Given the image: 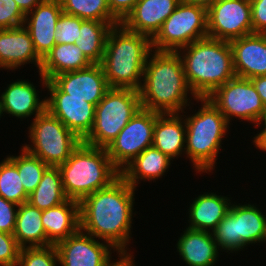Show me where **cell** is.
Wrapping results in <instances>:
<instances>
[{
	"mask_svg": "<svg viewBox=\"0 0 266 266\" xmlns=\"http://www.w3.org/2000/svg\"><path fill=\"white\" fill-rule=\"evenodd\" d=\"M20 249L13 234L0 231V266H16Z\"/></svg>",
	"mask_w": 266,
	"mask_h": 266,
	"instance_id": "cell-38",
	"label": "cell"
},
{
	"mask_svg": "<svg viewBox=\"0 0 266 266\" xmlns=\"http://www.w3.org/2000/svg\"><path fill=\"white\" fill-rule=\"evenodd\" d=\"M208 37L231 41L253 34L250 0H218L207 9Z\"/></svg>",
	"mask_w": 266,
	"mask_h": 266,
	"instance_id": "cell-13",
	"label": "cell"
},
{
	"mask_svg": "<svg viewBox=\"0 0 266 266\" xmlns=\"http://www.w3.org/2000/svg\"><path fill=\"white\" fill-rule=\"evenodd\" d=\"M36 88L27 81H16L9 84L0 97L1 112H6L18 118H26L34 112L35 116L46 109V100L41 101Z\"/></svg>",
	"mask_w": 266,
	"mask_h": 266,
	"instance_id": "cell-22",
	"label": "cell"
},
{
	"mask_svg": "<svg viewBox=\"0 0 266 266\" xmlns=\"http://www.w3.org/2000/svg\"><path fill=\"white\" fill-rule=\"evenodd\" d=\"M262 122H264L263 123L264 124V127H263L264 130H261V132L257 135H266V108H265L260 120L258 121L257 125L260 126V124H262Z\"/></svg>",
	"mask_w": 266,
	"mask_h": 266,
	"instance_id": "cell-47",
	"label": "cell"
},
{
	"mask_svg": "<svg viewBox=\"0 0 266 266\" xmlns=\"http://www.w3.org/2000/svg\"><path fill=\"white\" fill-rule=\"evenodd\" d=\"M253 33L266 34V0H250Z\"/></svg>",
	"mask_w": 266,
	"mask_h": 266,
	"instance_id": "cell-40",
	"label": "cell"
},
{
	"mask_svg": "<svg viewBox=\"0 0 266 266\" xmlns=\"http://www.w3.org/2000/svg\"><path fill=\"white\" fill-rule=\"evenodd\" d=\"M205 37H208L207 9L181 0L151 41L155 51L177 52Z\"/></svg>",
	"mask_w": 266,
	"mask_h": 266,
	"instance_id": "cell-9",
	"label": "cell"
},
{
	"mask_svg": "<svg viewBox=\"0 0 266 266\" xmlns=\"http://www.w3.org/2000/svg\"><path fill=\"white\" fill-rule=\"evenodd\" d=\"M41 220L48 245H56L80 230L79 201L67 199L58 206L42 210Z\"/></svg>",
	"mask_w": 266,
	"mask_h": 266,
	"instance_id": "cell-20",
	"label": "cell"
},
{
	"mask_svg": "<svg viewBox=\"0 0 266 266\" xmlns=\"http://www.w3.org/2000/svg\"><path fill=\"white\" fill-rule=\"evenodd\" d=\"M229 201V202H228ZM230 200L214 193L195 198L190 206L189 229L213 231L230 210Z\"/></svg>",
	"mask_w": 266,
	"mask_h": 266,
	"instance_id": "cell-24",
	"label": "cell"
},
{
	"mask_svg": "<svg viewBox=\"0 0 266 266\" xmlns=\"http://www.w3.org/2000/svg\"><path fill=\"white\" fill-rule=\"evenodd\" d=\"M19 205L7 201L0 196V231L13 234L16 226L17 209Z\"/></svg>",
	"mask_w": 266,
	"mask_h": 266,
	"instance_id": "cell-39",
	"label": "cell"
},
{
	"mask_svg": "<svg viewBox=\"0 0 266 266\" xmlns=\"http://www.w3.org/2000/svg\"><path fill=\"white\" fill-rule=\"evenodd\" d=\"M135 189L121 176L110 186L87 195L80 202V230L98 237L126 254L132 223Z\"/></svg>",
	"mask_w": 266,
	"mask_h": 266,
	"instance_id": "cell-1",
	"label": "cell"
},
{
	"mask_svg": "<svg viewBox=\"0 0 266 266\" xmlns=\"http://www.w3.org/2000/svg\"><path fill=\"white\" fill-rule=\"evenodd\" d=\"M46 109L58 118L80 140L91 132L95 121V105L85 99L47 98Z\"/></svg>",
	"mask_w": 266,
	"mask_h": 266,
	"instance_id": "cell-18",
	"label": "cell"
},
{
	"mask_svg": "<svg viewBox=\"0 0 266 266\" xmlns=\"http://www.w3.org/2000/svg\"><path fill=\"white\" fill-rule=\"evenodd\" d=\"M253 141L257 148L266 151V135H257Z\"/></svg>",
	"mask_w": 266,
	"mask_h": 266,
	"instance_id": "cell-46",
	"label": "cell"
},
{
	"mask_svg": "<svg viewBox=\"0 0 266 266\" xmlns=\"http://www.w3.org/2000/svg\"><path fill=\"white\" fill-rule=\"evenodd\" d=\"M142 108L138 90L110 88L95 106V121L82 141L92 147L107 148Z\"/></svg>",
	"mask_w": 266,
	"mask_h": 266,
	"instance_id": "cell-7",
	"label": "cell"
},
{
	"mask_svg": "<svg viewBox=\"0 0 266 266\" xmlns=\"http://www.w3.org/2000/svg\"><path fill=\"white\" fill-rule=\"evenodd\" d=\"M250 80L266 108V75L253 77Z\"/></svg>",
	"mask_w": 266,
	"mask_h": 266,
	"instance_id": "cell-42",
	"label": "cell"
},
{
	"mask_svg": "<svg viewBox=\"0 0 266 266\" xmlns=\"http://www.w3.org/2000/svg\"><path fill=\"white\" fill-rule=\"evenodd\" d=\"M43 84L50 91V98H78L95 106L110 89L101 64L66 72L47 80L40 74Z\"/></svg>",
	"mask_w": 266,
	"mask_h": 266,
	"instance_id": "cell-10",
	"label": "cell"
},
{
	"mask_svg": "<svg viewBox=\"0 0 266 266\" xmlns=\"http://www.w3.org/2000/svg\"><path fill=\"white\" fill-rule=\"evenodd\" d=\"M181 49L187 50L180 57L191 94L196 100L209 97L236 77L229 41L205 37Z\"/></svg>",
	"mask_w": 266,
	"mask_h": 266,
	"instance_id": "cell-4",
	"label": "cell"
},
{
	"mask_svg": "<svg viewBox=\"0 0 266 266\" xmlns=\"http://www.w3.org/2000/svg\"><path fill=\"white\" fill-rule=\"evenodd\" d=\"M207 98L228 123L231 116H235L257 124L265 110L251 80L237 76L217 88Z\"/></svg>",
	"mask_w": 266,
	"mask_h": 266,
	"instance_id": "cell-12",
	"label": "cell"
},
{
	"mask_svg": "<svg viewBox=\"0 0 266 266\" xmlns=\"http://www.w3.org/2000/svg\"><path fill=\"white\" fill-rule=\"evenodd\" d=\"M33 10L25 15L23 26L29 32L37 54L43 59L56 44V23L63 10L60 0H43ZM29 15L32 16L30 19Z\"/></svg>",
	"mask_w": 266,
	"mask_h": 266,
	"instance_id": "cell-15",
	"label": "cell"
},
{
	"mask_svg": "<svg viewBox=\"0 0 266 266\" xmlns=\"http://www.w3.org/2000/svg\"><path fill=\"white\" fill-rule=\"evenodd\" d=\"M58 253L55 245L26 246L20 249L16 266H56Z\"/></svg>",
	"mask_w": 266,
	"mask_h": 266,
	"instance_id": "cell-34",
	"label": "cell"
},
{
	"mask_svg": "<svg viewBox=\"0 0 266 266\" xmlns=\"http://www.w3.org/2000/svg\"><path fill=\"white\" fill-rule=\"evenodd\" d=\"M181 0H138L121 24L129 31L153 38Z\"/></svg>",
	"mask_w": 266,
	"mask_h": 266,
	"instance_id": "cell-17",
	"label": "cell"
},
{
	"mask_svg": "<svg viewBox=\"0 0 266 266\" xmlns=\"http://www.w3.org/2000/svg\"><path fill=\"white\" fill-rule=\"evenodd\" d=\"M138 0H107L111 13L122 22L134 9Z\"/></svg>",
	"mask_w": 266,
	"mask_h": 266,
	"instance_id": "cell-41",
	"label": "cell"
},
{
	"mask_svg": "<svg viewBox=\"0 0 266 266\" xmlns=\"http://www.w3.org/2000/svg\"><path fill=\"white\" fill-rule=\"evenodd\" d=\"M92 64L78 45L55 44L42 59L41 68L38 71L47 80H51L58 74L81 70Z\"/></svg>",
	"mask_w": 266,
	"mask_h": 266,
	"instance_id": "cell-23",
	"label": "cell"
},
{
	"mask_svg": "<svg viewBox=\"0 0 266 266\" xmlns=\"http://www.w3.org/2000/svg\"><path fill=\"white\" fill-rule=\"evenodd\" d=\"M25 15L14 0H0V30L24 25Z\"/></svg>",
	"mask_w": 266,
	"mask_h": 266,
	"instance_id": "cell-37",
	"label": "cell"
},
{
	"mask_svg": "<svg viewBox=\"0 0 266 266\" xmlns=\"http://www.w3.org/2000/svg\"><path fill=\"white\" fill-rule=\"evenodd\" d=\"M41 218L42 210L28 202L19 205L13 236L21 248L26 247V243L30 247L48 246Z\"/></svg>",
	"mask_w": 266,
	"mask_h": 266,
	"instance_id": "cell-27",
	"label": "cell"
},
{
	"mask_svg": "<svg viewBox=\"0 0 266 266\" xmlns=\"http://www.w3.org/2000/svg\"><path fill=\"white\" fill-rule=\"evenodd\" d=\"M68 198L65 196L58 167L49 166L35 190L29 194L28 203L40 210L58 206Z\"/></svg>",
	"mask_w": 266,
	"mask_h": 266,
	"instance_id": "cell-30",
	"label": "cell"
},
{
	"mask_svg": "<svg viewBox=\"0 0 266 266\" xmlns=\"http://www.w3.org/2000/svg\"><path fill=\"white\" fill-rule=\"evenodd\" d=\"M199 100L203 102L201 109L183 120L187 133L185 152L198 172H210L229 123L208 98H198Z\"/></svg>",
	"mask_w": 266,
	"mask_h": 266,
	"instance_id": "cell-6",
	"label": "cell"
},
{
	"mask_svg": "<svg viewBox=\"0 0 266 266\" xmlns=\"http://www.w3.org/2000/svg\"><path fill=\"white\" fill-rule=\"evenodd\" d=\"M29 135L34 147H23L51 167L63 164L82 142L47 109L34 117Z\"/></svg>",
	"mask_w": 266,
	"mask_h": 266,
	"instance_id": "cell-8",
	"label": "cell"
},
{
	"mask_svg": "<svg viewBox=\"0 0 266 266\" xmlns=\"http://www.w3.org/2000/svg\"><path fill=\"white\" fill-rule=\"evenodd\" d=\"M151 48L148 36L131 32L122 24L113 26L108 32L100 63L109 87L139 90Z\"/></svg>",
	"mask_w": 266,
	"mask_h": 266,
	"instance_id": "cell-3",
	"label": "cell"
},
{
	"mask_svg": "<svg viewBox=\"0 0 266 266\" xmlns=\"http://www.w3.org/2000/svg\"><path fill=\"white\" fill-rule=\"evenodd\" d=\"M181 50L155 51L147 60L140 86L141 106L160 114L178 113L187 106V93L192 91L187 83Z\"/></svg>",
	"mask_w": 266,
	"mask_h": 266,
	"instance_id": "cell-2",
	"label": "cell"
},
{
	"mask_svg": "<svg viewBox=\"0 0 266 266\" xmlns=\"http://www.w3.org/2000/svg\"><path fill=\"white\" fill-rule=\"evenodd\" d=\"M212 232L186 228L179 238L177 249L188 266H213L218 249Z\"/></svg>",
	"mask_w": 266,
	"mask_h": 266,
	"instance_id": "cell-21",
	"label": "cell"
},
{
	"mask_svg": "<svg viewBox=\"0 0 266 266\" xmlns=\"http://www.w3.org/2000/svg\"><path fill=\"white\" fill-rule=\"evenodd\" d=\"M120 261L110 264L109 266H135L130 254H120Z\"/></svg>",
	"mask_w": 266,
	"mask_h": 266,
	"instance_id": "cell-44",
	"label": "cell"
},
{
	"mask_svg": "<svg viewBox=\"0 0 266 266\" xmlns=\"http://www.w3.org/2000/svg\"><path fill=\"white\" fill-rule=\"evenodd\" d=\"M19 156L8 157L17 167L25 191L30 194L38 186L43 173L49 167L37 156L31 154L24 147Z\"/></svg>",
	"mask_w": 266,
	"mask_h": 266,
	"instance_id": "cell-32",
	"label": "cell"
},
{
	"mask_svg": "<svg viewBox=\"0 0 266 266\" xmlns=\"http://www.w3.org/2000/svg\"><path fill=\"white\" fill-rule=\"evenodd\" d=\"M83 21L84 19L62 12L56 23L55 43L75 44V41L80 37V28Z\"/></svg>",
	"mask_w": 266,
	"mask_h": 266,
	"instance_id": "cell-36",
	"label": "cell"
},
{
	"mask_svg": "<svg viewBox=\"0 0 266 266\" xmlns=\"http://www.w3.org/2000/svg\"><path fill=\"white\" fill-rule=\"evenodd\" d=\"M121 22H99L96 20H84L81 23L80 37L75 45L93 63L100 64L105 51V43L109 30Z\"/></svg>",
	"mask_w": 266,
	"mask_h": 266,
	"instance_id": "cell-29",
	"label": "cell"
},
{
	"mask_svg": "<svg viewBox=\"0 0 266 266\" xmlns=\"http://www.w3.org/2000/svg\"><path fill=\"white\" fill-rule=\"evenodd\" d=\"M35 62L40 70L42 58L37 54L28 30L24 26L0 30V67L13 69Z\"/></svg>",
	"mask_w": 266,
	"mask_h": 266,
	"instance_id": "cell-19",
	"label": "cell"
},
{
	"mask_svg": "<svg viewBox=\"0 0 266 266\" xmlns=\"http://www.w3.org/2000/svg\"><path fill=\"white\" fill-rule=\"evenodd\" d=\"M62 266H109L110 244H103L79 230L55 245Z\"/></svg>",
	"mask_w": 266,
	"mask_h": 266,
	"instance_id": "cell-14",
	"label": "cell"
},
{
	"mask_svg": "<svg viewBox=\"0 0 266 266\" xmlns=\"http://www.w3.org/2000/svg\"><path fill=\"white\" fill-rule=\"evenodd\" d=\"M238 250L247 244L266 240V217L254 205H235Z\"/></svg>",
	"mask_w": 266,
	"mask_h": 266,
	"instance_id": "cell-28",
	"label": "cell"
},
{
	"mask_svg": "<svg viewBox=\"0 0 266 266\" xmlns=\"http://www.w3.org/2000/svg\"><path fill=\"white\" fill-rule=\"evenodd\" d=\"M58 168L65 196L79 202L87 195L110 186L121 176L106 148L92 147L83 142Z\"/></svg>",
	"mask_w": 266,
	"mask_h": 266,
	"instance_id": "cell-5",
	"label": "cell"
},
{
	"mask_svg": "<svg viewBox=\"0 0 266 266\" xmlns=\"http://www.w3.org/2000/svg\"><path fill=\"white\" fill-rule=\"evenodd\" d=\"M159 114L141 108L106 148L110 160L120 172L143 150L152 146Z\"/></svg>",
	"mask_w": 266,
	"mask_h": 266,
	"instance_id": "cell-11",
	"label": "cell"
},
{
	"mask_svg": "<svg viewBox=\"0 0 266 266\" xmlns=\"http://www.w3.org/2000/svg\"><path fill=\"white\" fill-rule=\"evenodd\" d=\"M184 1L191 3V4L199 5V6H202L208 9L218 0H184Z\"/></svg>",
	"mask_w": 266,
	"mask_h": 266,
	"instance_id": "cell-45",
	"label": "cell"
},
{
	"mask_svg": "<svg viewBox=\"0 0 266 266\" xmlns=\"http://www.w3.org/2000/svg\"><path fill=\"white\" fill-rule=\"evenodd\" d=\"M212 232L217 246H221L225 250H231V252L233 250L238 251V237H236L235 229V205L230 207L229 212Z\"/></svg>",
	"mask_w": 266,
	"mask_h": 266,
	"instance_id": "cell-35",
	"label": "cell"
},
{
	"mask_svg": "<svg viewBox=\"0 0 266 266\" xmlns=\"http://www.w3.org/2000/svg\"><path fill=\"white\" fill-rule=\"evenodd\" d=\"M178 115V113L159 114L154 127L152 146L171 159L180 155L185 149L183 147L186 139V124L184 122L183 126L182 119Z\"/></svg>",
	"mask_w": 266,
	"mask_h": 266,
	"instance_id": "cell-25",
	"label": "cell"
},
{
	"mask_svg": "<svg viewBox=\"0 0 266 266\" xmlns=\"http://www.w3.org/2000/svg\"><path fill=\"white\" fill-rule=\"evenodd\" d=\"M66 14L84 20L99 22H120L110 11L107 0H60Z\"/></svg>",
	"mask_w": 266,
	"mask_h": 266,
	"instance_id": "cell-31",
	"label": "cell"
},
{
	"mask_svg": "<svg viewBox=\"0 0 266 266\" xmlns=\"http://www.w3.org/2000/svg\"><path fill=\"white\" fill-rule=\"evenodd\" d=\"M21 181L17 167L7 157L0 163V196L17 205L28 202L29 194Z\"/></svg>",
	"mask_w": 266,
	"mask_h": 266,
	"instance_id": "cell-33",
	"label": "cell"
},
{
	"mask_svg": "<svg viewBox=\"0 0 266 266\" xmlns=\"http://www.w3.org/2000/svg\"><path fill=\"white\" fill-rule=\"evenodd\" d=\"M171 158L151 146L143 150L122 171L121 177L134 189L138 179L155 180L166 172Z\"/></svg>",
	"mask_w": 266,
	"mask_h": 266,
	"instance_id": "cell-26",
	"label": "cell"
},
{
	"mask_svg": "<svg viewBox=\"0 0 266 266\" xmlns=\"http://www.w3.org/2000/svg\"><path fill=\"white\" fill-rule=\"evenodd\" d=\"M237 77L266 75V34L253 33L229 41Z\"/></svg>",
	"mask_w": 266,
	"mask_h": 266,
	"instance_id": "cell-16",
	"label": "cell"
},
{
	"mask_svg": "<svg viewBox=\"0 0 266 266\" xmlns=\"http://www.w3.org/2000/svg\"><path fill=\"white\" fill-rule=\"evenodd\" d=\"M22 13L27 15L30 13L37 5H39L43 0H14Z\"/></svg>",
	"mask_w": 266,
	"mask_h": 266,
	"instance_id": "cell-43",
	"label": "cell"
}]
</instances>
